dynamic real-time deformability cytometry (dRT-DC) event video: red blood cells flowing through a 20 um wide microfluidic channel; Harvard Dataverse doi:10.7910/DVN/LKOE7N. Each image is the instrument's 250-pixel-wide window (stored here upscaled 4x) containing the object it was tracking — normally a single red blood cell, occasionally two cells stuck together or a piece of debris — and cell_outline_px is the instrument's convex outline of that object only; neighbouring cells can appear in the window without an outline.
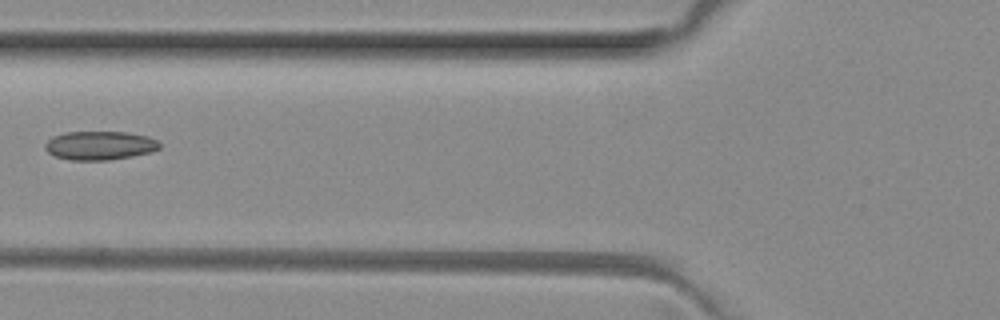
{"species": "common noctule bat (a hibernating species)", "species_latin": "Nyctalus noctula", "temperature_condition": "room temperature", "stored_images_in_passage": 5, "camera_frame_rate_fps": 3000, "um_per_image_px": 0.085, "animal": {"sex": "female", "body_mass_g": 29.2, "forearm_length_mm": 56.3}, "frame": {"image": 1, "passage_image": 5, "time_ms": 1.333, "image_size_px": [1000, 320], "cell_outline_px": [[160, 148], [152, 152], [132, 156], [108, 160], [72, 160], [56, 156], [48, 152], [44, 148], [44, 144], [52, 136], [64, 132], [128, 132], [148, 136], [156, 140], [160, 144]], "centroid_in_image_um": [8.48, 12.36], "position_along_channel_um": 117.3, "area_um2": 19.25}}